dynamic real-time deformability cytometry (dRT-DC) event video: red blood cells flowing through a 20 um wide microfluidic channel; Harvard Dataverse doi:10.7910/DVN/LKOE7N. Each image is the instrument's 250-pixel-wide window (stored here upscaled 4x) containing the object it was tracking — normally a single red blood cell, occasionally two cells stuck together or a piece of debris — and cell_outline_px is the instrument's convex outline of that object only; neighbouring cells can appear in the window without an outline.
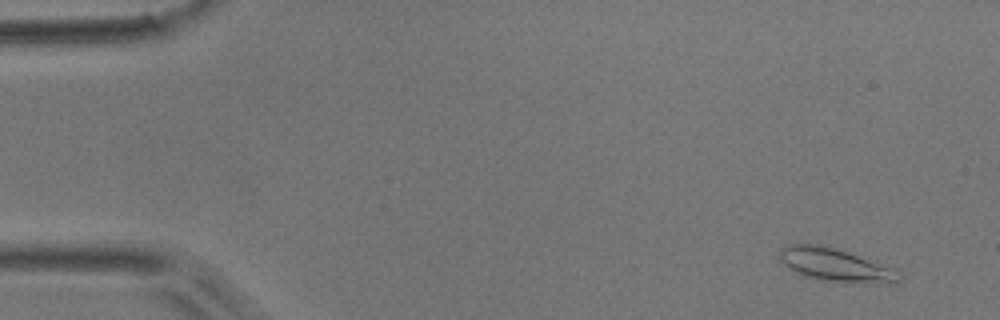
{"species": "common noctule bat (a hibernating species)", "species_latin": "Nyctalus noctula", "temperature_condition": "room temperature", "stored_images_in_passage": 53, "camera_frame_rate_fps": 3000, "um_per_image_px": 0.085, "animal": {"sex": "male", "body_mass_g": 17.9}, "frame": {"image": 1, "passage_image": 4, "time_ms": 1.0, "image_size_px": [1000, 320], "cell_outline_px": [[904, 276], [896, 284], [844, 284], [820, 280], [804, 276], [792, 272], [784, 264], [780, 256], [780, 248], [788, 244], [812, 244], [832, 248], [848, 252], [900, 272]], "centroid_in_image_um": [71.04, 22.59], "position_along_channel_um": 14.0, "area_um2": 23.35}}
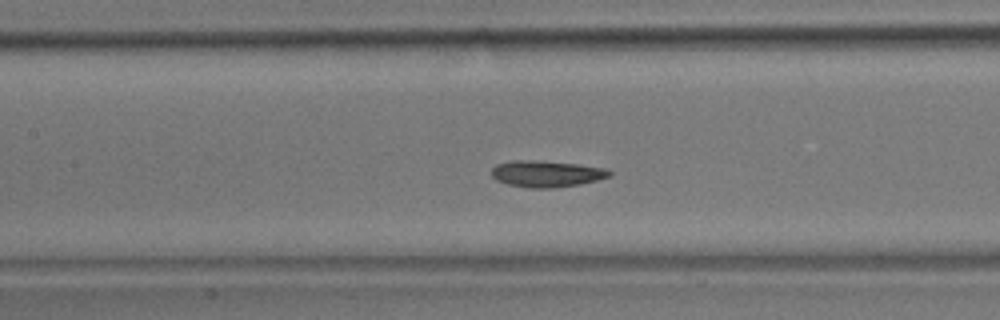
{"frame": {"image": 2, "passage_image": 24, "time_ms": 7.667, "image_size_px": [1000, 320], "cell_outline_px": [[612, 176], [580, 184], [552, 188], [528, 188], [508, 184], [496, 180], [492, 176], [492, 168], [496, 164], [512, 160], [528, 160], [576, 164], [604, 168], [612, 172]], "centroid_in_image_um": [46.43, 14.78], "position_along_channel_um": 161.0, "area_um2": 18.03}}
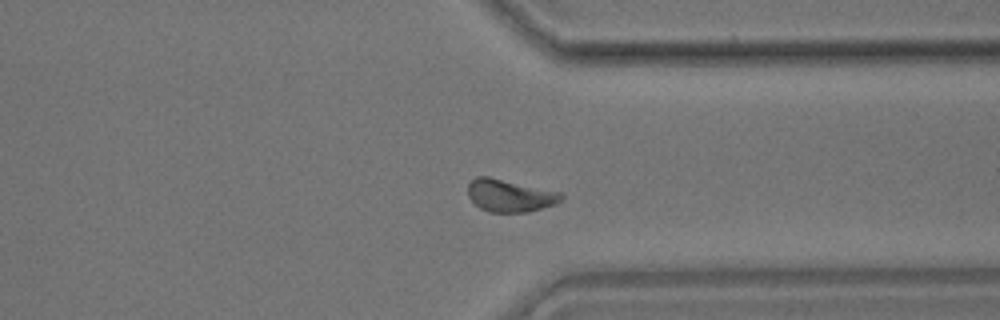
{"frame": {"image": 3, "passage_image": 40, "time_ms": 13.0, "image_size_px": [1000, 320], "cell_outline_px": [[564, 196], [556, 204], [528, 212], [488, 212], [480, 208], [468, 196], [468, 184], [476, 176], [488, 176], [564, 192]], "centroid_in_image_um": [43.37, 16.61], "position_along_channel_um": 368.0, "area_um2": 17.86}, "authors_computed_cell_mechanics": {"area_um2": 17.7446, "velocity_mm_per_s": 3.9035, "shape_relaxation_time_tau1_ms": 2.4446, "shape_relaxation_time_tau2_ms": 1.1252, "deformation_change_tau1": 0.1287, "deformation_change_tau2": 0.053}}